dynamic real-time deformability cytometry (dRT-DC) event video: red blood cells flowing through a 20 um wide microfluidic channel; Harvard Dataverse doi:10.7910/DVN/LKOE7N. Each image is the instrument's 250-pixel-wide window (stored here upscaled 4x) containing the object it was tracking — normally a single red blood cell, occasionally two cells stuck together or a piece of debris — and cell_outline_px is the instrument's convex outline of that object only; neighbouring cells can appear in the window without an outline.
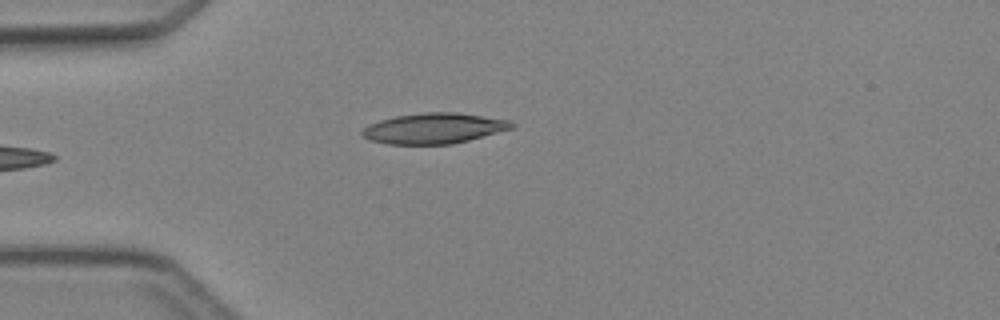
{"species": "Egyptian fruit bat (a non-hibernating species)", "species_latin": "Rousettus aegyptiacus", "temperature_condition": "cold", "stored_images_in_passage": 2, "camera_frame_rate_fps": 3000, "um_per_image_px": 0.085, "animal": {"sex": "female"}, "frame": {"image": 1, "passage_image": 2, "time_ms": 1.0, "image_size_px": [1000, 320], "cell_outline_px": [[516, 124], [512, 128], [468, 140], [452, 144], [388, 144], [368, 140], [360, 136], [360, 132], [368, 124], [380, 120], [396, 116], [424, 112], [456, 112], [508, 120]], "centroid_in_image_um": [36.82, 10.91], "position_along_channel_um": 48.2, "area_um2": 26.53}}